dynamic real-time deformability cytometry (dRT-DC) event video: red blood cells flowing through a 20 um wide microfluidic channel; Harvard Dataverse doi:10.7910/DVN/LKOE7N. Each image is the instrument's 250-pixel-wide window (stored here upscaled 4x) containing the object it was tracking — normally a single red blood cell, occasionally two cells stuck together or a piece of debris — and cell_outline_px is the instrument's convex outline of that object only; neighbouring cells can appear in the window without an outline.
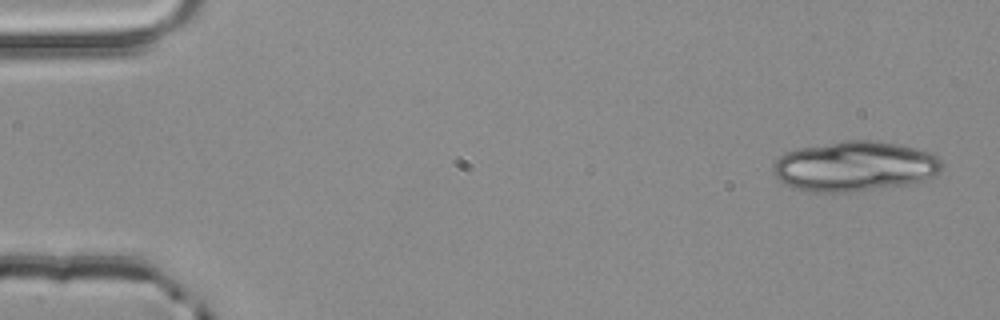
{"species": "common noctule bat (a hibernating species)", "species_latin": "Nyctalus noctula", "temperature_condition": "room temperature", "stored_images_in_passage": 4, "camera_frame_rate_fps": 3000, "um_per_image_px": 0.085, "animal": {"sex": "male", "body_mass_g": 20.4}, "frame": {"image": 1, "passage_image": 1, "time_ms": 0.0, "image_size_px": [1000, 320], "cell_outline_px": [[940, 172], [936, 176], [924, 180], [908, 184], [848, 192], [804, 192], [792, 188], [784, 184], [776, 176], [772, 168], [772, 164], [780, 156], [796, 148], [844, 140], [872, 140], [896, 144], [916, 148], [932, 152], [940, 156]], "centroid_in_image_um": [72.63, 14.13], "position_along_channel_um": 12.4, "area_um2": 49.59}}